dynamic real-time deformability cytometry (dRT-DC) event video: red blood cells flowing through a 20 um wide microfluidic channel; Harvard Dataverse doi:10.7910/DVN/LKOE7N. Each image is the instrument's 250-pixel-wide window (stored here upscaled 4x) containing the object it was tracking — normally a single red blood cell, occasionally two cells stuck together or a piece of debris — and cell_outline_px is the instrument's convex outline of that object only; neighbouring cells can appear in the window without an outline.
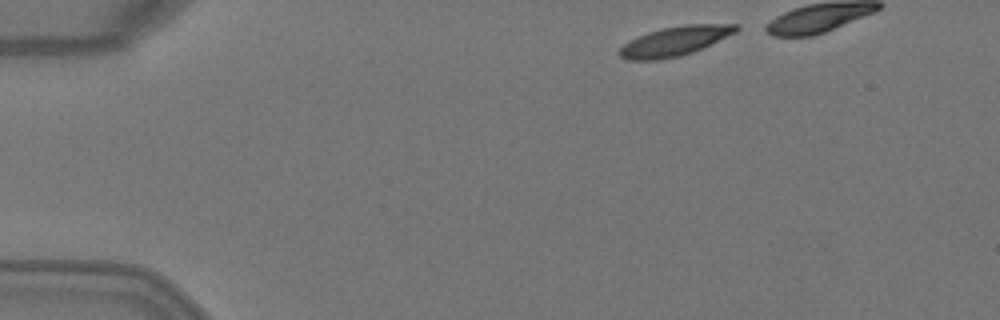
{"species": "Egyptian fruit bat (a non-hibernating species)", "species_latin": "Rousettus aegyptiacus", "temperature_condition": "warm", "stored_images_in_passage": 4, "camera_frame_rate_fps": 3000, "um_per_image_px": 0.085, "animal": {"sex": "female"}, "frame": {"image": 1, "passage_image": 1, "time_ms": 0.0, "image_size_px": [1000, 320], "cell_outline_px": [[740, 28], [736, 32], [692, 52], [680, 56], [660, 60], [628, 60], [620, 56], [620, 48], [624, 44], [648, 32], [664, 28], [684, 24], [740, 24]], "centroid_in_image_um": [57.39, 3.49], "position_along_channel_um": 27.6, "area_um2": 19.65}}